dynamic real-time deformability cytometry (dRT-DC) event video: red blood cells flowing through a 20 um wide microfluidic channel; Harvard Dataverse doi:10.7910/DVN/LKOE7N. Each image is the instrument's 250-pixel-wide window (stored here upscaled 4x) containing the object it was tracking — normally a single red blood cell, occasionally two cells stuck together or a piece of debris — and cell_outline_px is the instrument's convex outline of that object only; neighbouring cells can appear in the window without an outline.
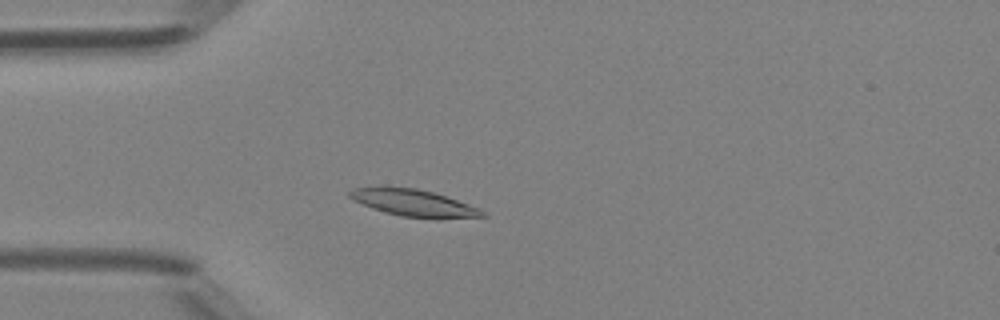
{"species": "Egyptian fruit bat (a non-hibernating species)", "species_latin": "Rousettus aegyptiacus", "temperature_condition": "room temperature", "stored_images_in_passage": 45, "camera_frame_rate_fps": 3000, "um_per_image_px": 0.085, "animal": {"sex": "female"}, "frame": {"image": 1, "passage_image": 11, "time_ms": 3.333, "image_size_px": [1000, 320], "cell_outline_px": [[488, 216], [436, 220], [400, 216], [372, 208], [352, 200], [348, 196], [348, 192], [352, 188], [380, 184], [416, 188], [432, 192], [480, 208]], "centroid_in_image_um": [35.1, 17.23], "position_along_channel_um": 49.9, "area_um2": 21.62}}
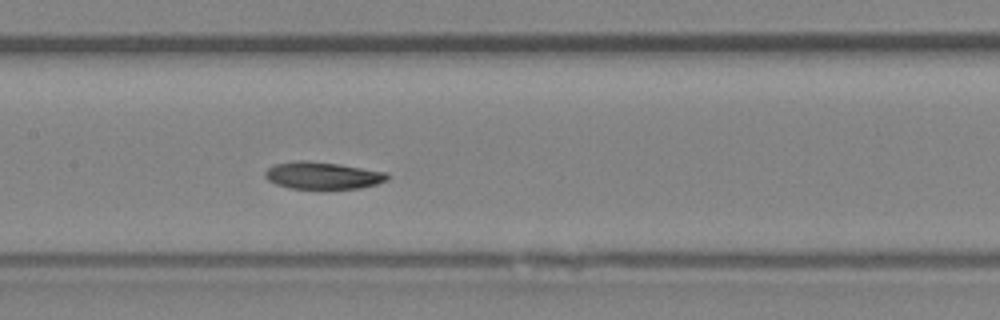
{"frame": {"image": 2, "passage_image": 21, "time_ms": 6.667, "image_size_px": [1000, 320], "cell_outline_px": [[388, 180], [376, 184], [360, 188], [288, 188], [276, 184], [268, 180], [264, 176], [264, 172], [268, 168], [276, 164], [300, 160], [308, 160], [340, 164], [388, 172]], "centroid_in_image_um": [27.43, 14.91], "position_along_channel_um": 180.0, "area_um2": 19.31}}
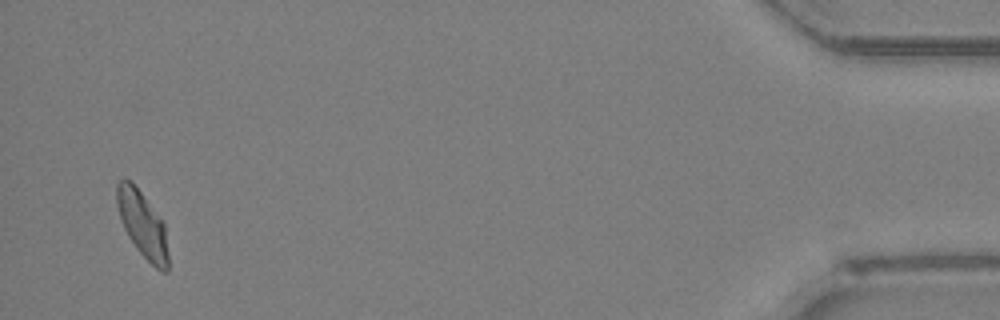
{"frame": {"image": 3, "passage_image": 44, "time_ms": 14.333, "image_size_px": [1000, 320], "cell_outline_px": [[168, 272], [160, 272], [136, 248], [128, 236], [124, 228], [116, 204], [116, 184], [124, 176], [132, 180], [164, 224], [168, 252]], "centroid_in_image_um": [12.09, 19.05], "position_along_channel_um": 423.1, "area_um2": 19.71}, "authors_computed_cell_mechanics": {"area_um2": 20.23, "velocity_mm_per_s": 4.2812, "shape_relaxation_time_tau1_ms": 11.0059, "shape_relaxation_time_tau2_ms": 5.9709, "deformation_change_tau1": 0.2088, "deformation_change_tau2": 0.1126}}